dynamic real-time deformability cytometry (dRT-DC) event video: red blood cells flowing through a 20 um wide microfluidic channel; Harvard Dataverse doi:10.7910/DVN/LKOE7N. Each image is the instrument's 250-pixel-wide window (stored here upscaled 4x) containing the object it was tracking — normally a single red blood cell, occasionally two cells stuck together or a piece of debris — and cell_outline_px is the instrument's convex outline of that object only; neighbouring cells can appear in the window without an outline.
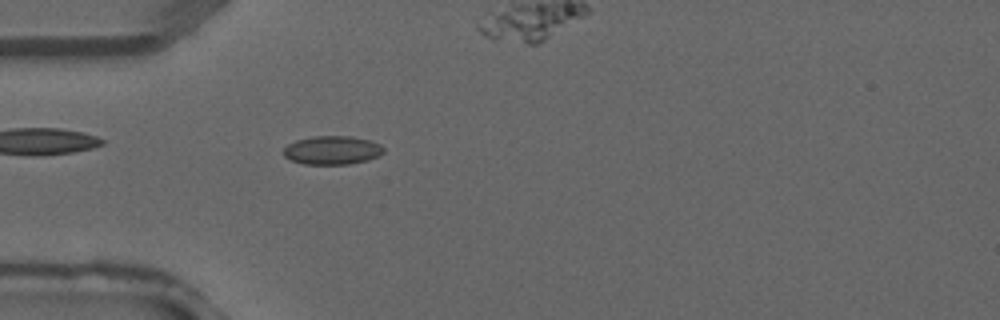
{"species": "common noctule bat (a hibernating species)", "species_latin": "Nyctalus noctula", "temperature_condition": "warm", "stored_images_in_passage": 4, "camera_frame_rate_fps": 3000, "um_per_image_px": 0.085, "animal": {"sex": "male", "forearm_length_mm": 52.5}, "frame": {"image": 1, "passage_image": 3, "time_ms": 0.667, "image_size_px": [1000, 320], "cell_outline_px": [[384, 152], [368, 160], [348, 164], [304, 164], [292, 160], [284, 156], [284, 148], [288, 144], [296, 140], [312, 136], [352, 136], [372, 140], [380, 144], [384, 148]], "centroid_in_image_um": [28.25, 12.75], "position_along_channel_um": 56.7, "area_um2": 16.7}}